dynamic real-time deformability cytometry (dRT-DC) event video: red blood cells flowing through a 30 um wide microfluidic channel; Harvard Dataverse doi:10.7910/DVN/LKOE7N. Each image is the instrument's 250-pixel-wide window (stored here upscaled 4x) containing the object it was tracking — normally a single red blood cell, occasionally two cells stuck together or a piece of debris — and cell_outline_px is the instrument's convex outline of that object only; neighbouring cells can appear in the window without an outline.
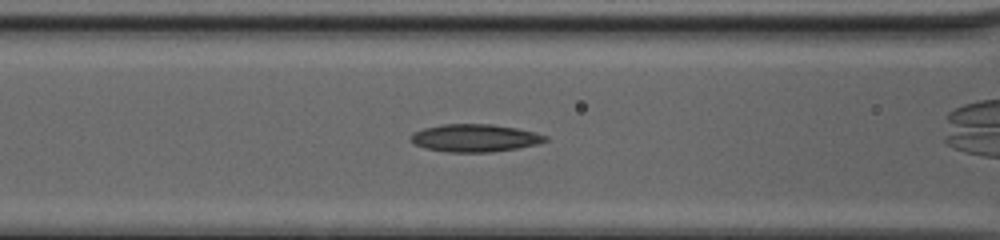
{"species": "common noctule bat (a hibernating species)", "species_latin": "Nyctalus noctula", "temperature_condition": "cold", "stored_images_in_passage": 9, "camera_frame_rate_fps": 3000, "um_per_image_px": 0.085, "animal": {"sex": "female", "body_mass_g": 20.0, "forearm_length_mm": 54.0}, "frame": {"image": 1, "passage_image": 7, "time_ms": 2.0, "image_size_px": [1000, 240], "cell_outline_px": [[548, 140], [536, 144], [516, 148], [492, 152], [448, 152], [424, 148], [408, 140], [412, 132], [424, 128], [444, 124], [492, 124], [516, 128], [536, 132], [548, 136]], "centroid_in_image_um": [40.34, 11.72], "position_along_channel_um": 126.3, "area_um2": 21.73}}